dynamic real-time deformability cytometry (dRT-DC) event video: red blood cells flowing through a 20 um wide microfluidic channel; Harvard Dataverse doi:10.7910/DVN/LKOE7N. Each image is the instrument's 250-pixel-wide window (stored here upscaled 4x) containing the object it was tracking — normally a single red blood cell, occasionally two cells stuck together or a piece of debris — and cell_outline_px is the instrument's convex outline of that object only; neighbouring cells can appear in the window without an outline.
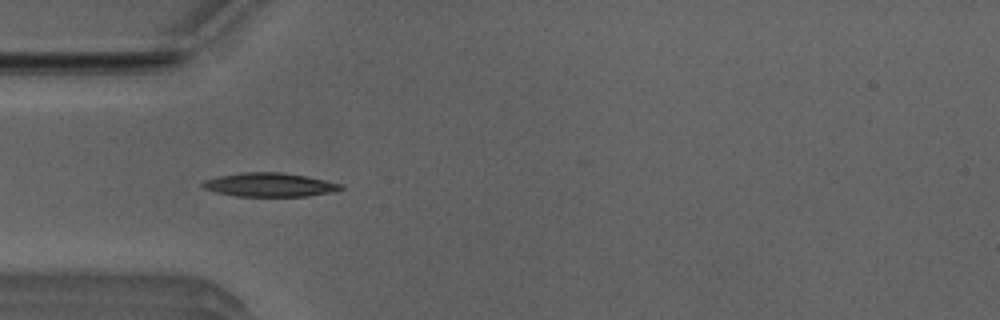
{"species": "Egyptian fruit bat (a non-hibernating species)", "species_latin": "Rousettus aegyptiacus", "temperature_condition": "room temperature", "stored_images_in_passage": 32, "camera_frame_rate_fps": 3000, "um_per_image_px": 0.085, "animal": {"sex": "male"}, "frame": {"image": 1, "passage_image": 4, "time_ms": 1.0, "image_size_px": [1000, 320], "cell_outline_px": [[344, 188], [328, 192], [304, 196], [236, 196], [216, 192], [204, 188], [200, 184], [204, 180], [220, 176], [240, 172], [280, 172], [304, 176], [344, 184]], "centroid_in_image_um": [22.87, 15.7], "position_along_channel_um": 62.1, "area_um2": 18.9}}
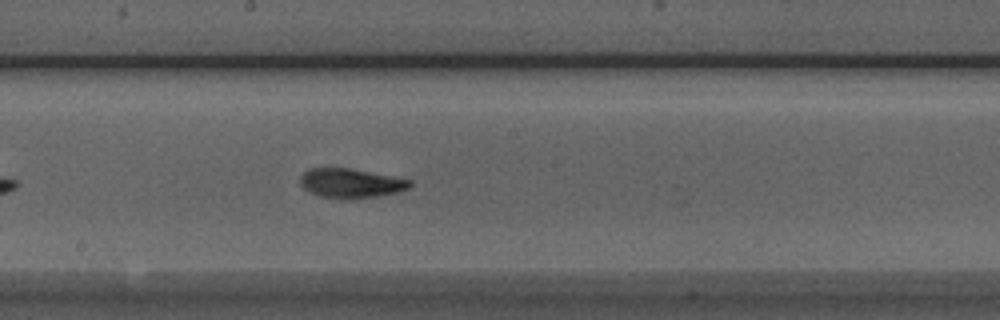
{"frame": {"image": 2, "passage_image": 16, "time_ms": 5.0, "image_size_px": [1000, 320], "cell_outline_px": [[412, 184], [408, 188], [400, 192], [352, 200], [348, 200], [320, 196], [308, 192], [300, 184], [300, 176], [308, 168], [348, 168], [412, 180]], "centroid_in_image_um": [29.8, 15.59], "position_along_channel_um": 218.4, "area_um2": 18.9}}
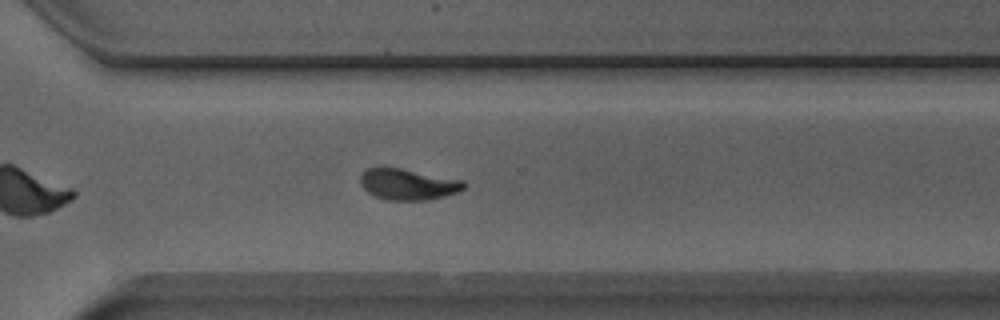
{"frame": {"image": 3, "passage_image": 25, "time_ms": 8.0, "image_size_px": [1000, 320], "cell_outline_px": [[464, 188], [456, 192], [444, 196], [428, 200], [388, 200], [372, 196], [360, 184], [360, 176], [368, 168], [380, 164], [384, 164], [464, 180]], "centroid_in_image_um": [34.61, 15.62], "position_along_channel_um": 336.0, "area_um2": 19.36}, "authors_computed_cell_mechanics": {"area_um2": 18.4382, "velocity_mm_per_s": 3.9202, "shape_relaxation_time_tau1_ms": 4.141, "shape_relaxation_time_tau2_ms": 1.8557, "deformation_change_tau1": 0.1915, "deformation_change_tau2": 0.0784}}